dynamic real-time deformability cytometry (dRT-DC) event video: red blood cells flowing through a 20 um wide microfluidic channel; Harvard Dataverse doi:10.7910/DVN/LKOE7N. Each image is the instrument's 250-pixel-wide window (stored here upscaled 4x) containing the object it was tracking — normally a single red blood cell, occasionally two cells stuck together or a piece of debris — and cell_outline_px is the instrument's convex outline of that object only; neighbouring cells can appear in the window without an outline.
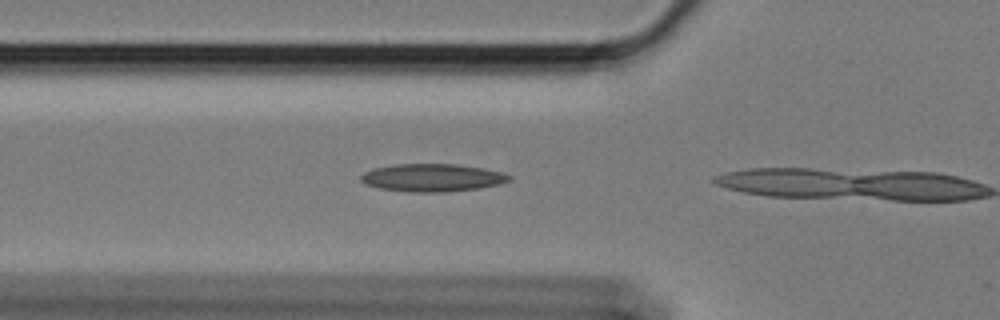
{"species": "Egyptian fruit bat (a non-hibernating species)", "species_latin": "Rousettus aegyptiacus", "temperature_condition": "cold", "stored_images_in_passage": 5, "camera_frame_rate_fps": 3000, "um_per_image_px": 0.085, "animal": {"sex": "female"}, "frame": {"image": 1, "passage_image": 4, "time_ms": 1.0, "image_size_px": [1000, 320], "cell_outline_px": [[512, 180], [500, 184], [480, 188], [448, 192], [412, 192], [380, 188], [364, 184], [360, 180], [360, 176], [364, 172], [372, 168], [396, 164], [456, 164], [484, 168], [500, 172], [512, 176]], "centroid_in_image_um": [36.75, 15.1], "position_along_channel_um": 89.1, "area_um2": 24.16}}